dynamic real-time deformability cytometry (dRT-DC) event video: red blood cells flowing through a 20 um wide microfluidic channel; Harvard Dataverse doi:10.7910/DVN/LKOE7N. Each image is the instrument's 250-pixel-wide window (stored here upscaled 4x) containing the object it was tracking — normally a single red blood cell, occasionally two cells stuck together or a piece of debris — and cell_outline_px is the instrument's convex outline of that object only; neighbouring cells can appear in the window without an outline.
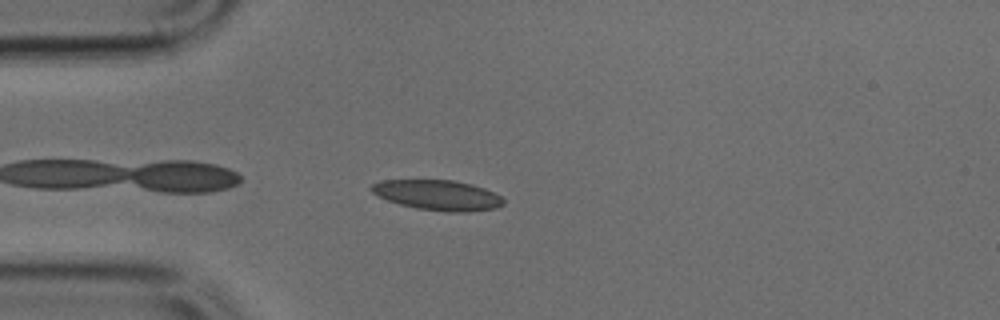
{"species": "common noctule bat (a hibernating species)", "species_latin": "Nyctalus noctula", "temperature_condition": "cold", "stored_images_in_passage": 38, "camera_frame_rate_fps": 3000, "um_per_image_px": 0.085, "animal": {"sex": "male", "body_mass_g": 17.9, "forearm_length_mm": 54.2}, "frame": {"image": 1, "passage_image": 2, "time_ms": 0.333, "image_size_px": [1000, 320], "cell_outline_px": [[504, 204], [496, 208], [468, 212], [448, 212], [416, 208], [400, 204], [388, 200], [372, 192], [368, 188], [372, 184], [380, 180], [452, 180], [472, 184], [484, 188], [500, 196], [504, 200]], "centroid_in_image_um": [37.21, 16.58], "position_along_channel_um": 47.8, "area_um2": 23.18}}
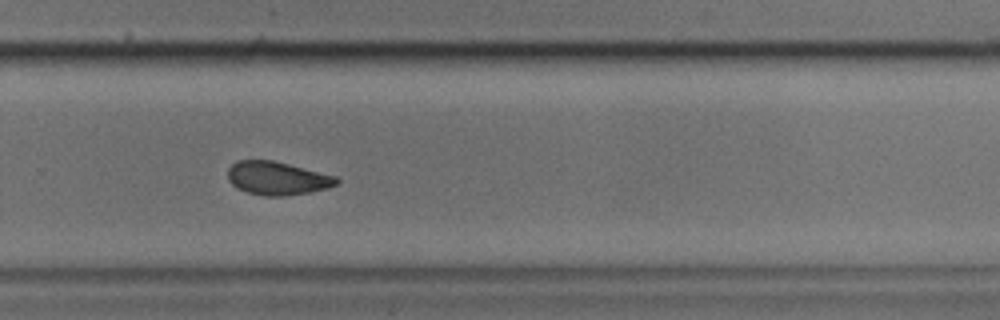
{"frame": {"image": 2, "passage_image": 22, "time_ms": 7.0, "image_size_px": [1000, 320], "cell_outline_px": [[340, 180], [336, 184], [328, 188], [308, 192], [280, 196], [264, 196], [248, 192], [236, 188], [228, 180], [228, 168], [236, 160], [272, 160], [336, 176]], "centroid_in_image_um": [23.53, 15.15], "position_along_channel_um": 306.3, "area_um2": 20.98}}
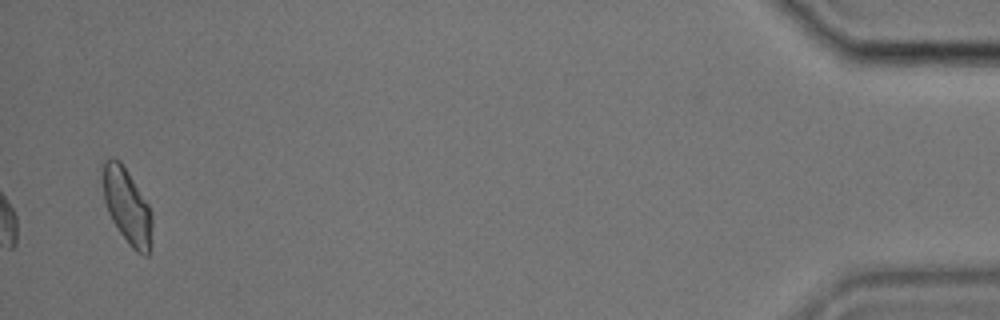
{"frame": {"image": 3, "passage_image": 37, "time_ms": 12.0, "image_size_px": [1000, 320], "cell_outline_px": [[152, 224], [148, 256], [144, 256], [136, 252], [128, 244], [112, 220], [108, 212], [104, 200], [100, 164], [104, 160], [112, 156], [120, 160], [148, 204], [152, 212]], "centroid_in_image_um": [10.76, 17.47], "position_along_channel_um": 424.4, "area_um2": 21.85}}